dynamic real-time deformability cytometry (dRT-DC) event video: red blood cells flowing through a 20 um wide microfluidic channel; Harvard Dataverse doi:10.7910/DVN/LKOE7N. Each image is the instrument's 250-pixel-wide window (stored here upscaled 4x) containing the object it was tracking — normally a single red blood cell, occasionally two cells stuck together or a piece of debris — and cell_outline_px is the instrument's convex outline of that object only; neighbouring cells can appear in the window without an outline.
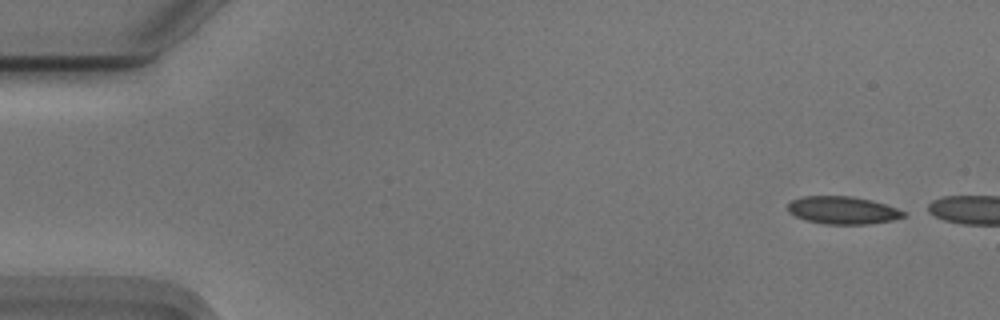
{"species": "Egyptian fruit bat (a non-hibernating species)", "species_latin": "Rousettus aegyptiacus", "temperature_condition": "cold", "stored_images_in_passage": 12, "camera_frame_rate_fps": 3000, "um_per_image_px": 0.085, "animal": {"sex": "male"}, "frame": {"image": 1, "passage_image": 1, "time_ms": 0.0, "image_size_px": [1000, 320], "cell_outline_px": [[908, 216], [892, 220], [868, 224], [824, 224], [804, 220], [788, 212], [788, 204], [792, 200], [804, 196], [852, 196], [872, 200], [896, 208], [904, 212]], "centroid_in_image_um": [71.62, 17.87], "position_along_channel_um": 13.4, "area_um2": 18.67}}